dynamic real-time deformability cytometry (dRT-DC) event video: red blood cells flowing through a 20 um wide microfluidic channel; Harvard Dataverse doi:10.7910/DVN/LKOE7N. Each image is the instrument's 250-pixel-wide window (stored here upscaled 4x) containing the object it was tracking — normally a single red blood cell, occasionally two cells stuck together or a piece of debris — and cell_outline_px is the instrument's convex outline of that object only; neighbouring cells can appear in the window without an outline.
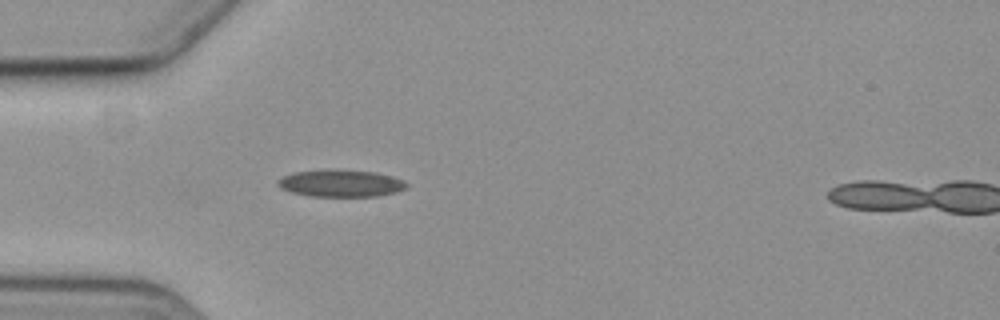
{"species": "common noctule bat (a hibernating species)", "species_latin": "Nyctalus noctula", "temperature_condition": "cold", "stored_images_in_passage": 5, "camera_frame_rate_fps": 3000, "um_per_image_px": 0.085, "animal": {"sex": "female", "body_mass_g": 19.3, "forearm_length_mm": 54.1}, "frame": {"image": 1, "passage_image": 4, "time_ms": 4.333, "image_size_px": [1000, 320], "cell_outline_px": [[408, 188], [396, 192], [376, 196], [308, 196], [292, 192], [280, 188], [276, 184], [276, 180], [284, 176], [296, 172], [376, 172], [392, 176], [404, 180], [408, 184]], "centroid_in_image_um": [29.01, 15.63], "position_along_channel_um": 56.0, "area_um2": 19.48}}